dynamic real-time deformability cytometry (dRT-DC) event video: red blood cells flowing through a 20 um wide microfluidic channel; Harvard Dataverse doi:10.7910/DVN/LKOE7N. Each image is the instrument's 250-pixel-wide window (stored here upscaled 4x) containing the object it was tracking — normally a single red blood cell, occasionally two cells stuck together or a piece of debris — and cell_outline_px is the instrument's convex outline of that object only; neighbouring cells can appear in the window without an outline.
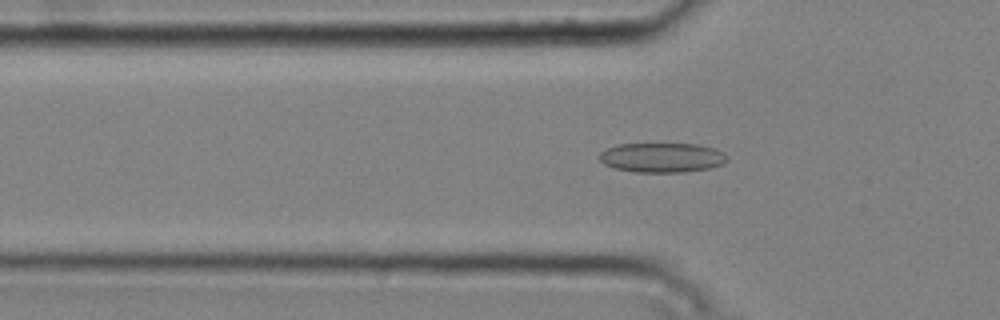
{"species": "common noctule bat (a hibernating species)", "species_latin": "Nyctalus noctula", "temperature_condition": "cold", "stored_images_in_passage": 50, "camera_frame_rate_fps": 3000, "um_per_image_px": 0.085, "animal": {"sex": "male", "body_mass_g": 20.4}, "frame": {"image": 1, "passage_image": 16, "time_ms": 5.0, "image_size_px": [1000, 320], "cell_outline_px": [[728, 160], [724, 164], [708, 168], [684, 172], [636, 172], [616, 168], [604, 164], [600, 160], [600, 152], [616, 144], [700, 144], [716, 148], [728, 156]], "centroid_in_image_um": [56.31, 13.39], "position_along_channel_um": 69.5, "area_um2": 22.08}}
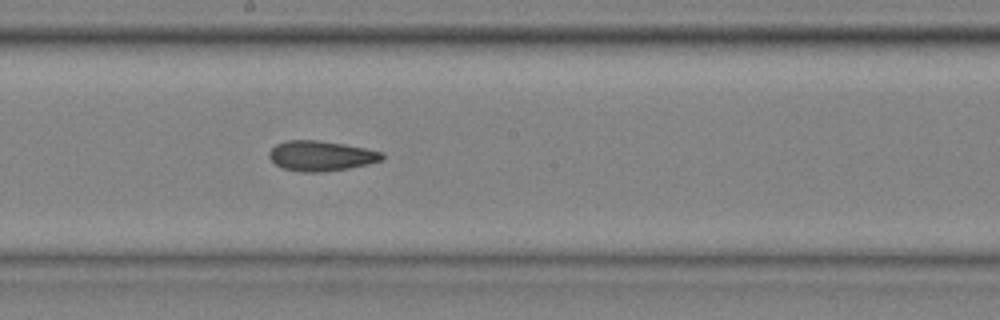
{"frame": {"image": 2, "passage_image": 28, "time_ms": 9.0, "image_size_px": [1000, 320], "cell_outline_px": [[384, 156], [380, 160], [368, 164], [348, 168], [324, 172], [304, 172], [280, 168], [268, 156], [268, 152], [276, 144], [288, 140], [320, 140], [344, 144], [384, 152]], "centroid_in_image_um": [27.26, 13.25], "position_along_channel_um": 220.9, "area_um2": 19.83}}
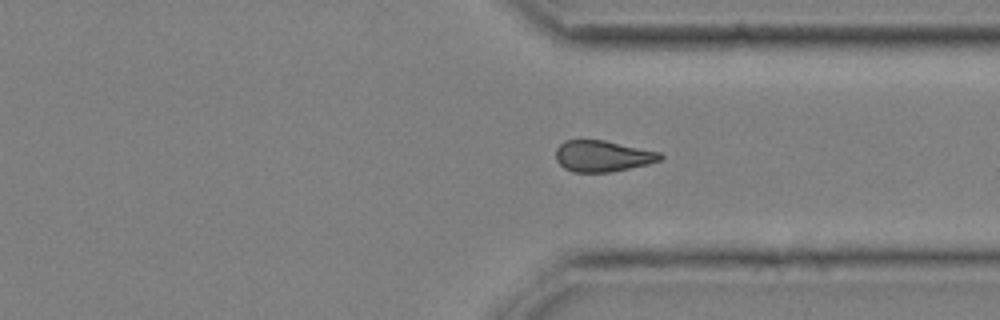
{"frame": {"image": 3, "passage_image": 39, "time_ms": 12.667, "image_size_px": [1000, 320], "cell_outline_px": [[664, 156], [660, 160], [648, 164], [612, 172], [572, 172], [564, 168], [556, 160], [556, 148], [564, 140], [604, 140], [660, 152]], "centroid_in_image_um": [51.21, 13.27], "position_along_channel_um": 360.2, "area_um2": 19.02}, "authors_computed_cell_mechanics": {"area_um2": 20.1433, "velocity_mm_per_s": 3.7826, "shape_relaxation_time_tau1_ms": null, "shape_relaxation_time_tau2_ms": 6.8233, "deformation_change_tau1": null, "deformation_change_tau2": 0.1157}}